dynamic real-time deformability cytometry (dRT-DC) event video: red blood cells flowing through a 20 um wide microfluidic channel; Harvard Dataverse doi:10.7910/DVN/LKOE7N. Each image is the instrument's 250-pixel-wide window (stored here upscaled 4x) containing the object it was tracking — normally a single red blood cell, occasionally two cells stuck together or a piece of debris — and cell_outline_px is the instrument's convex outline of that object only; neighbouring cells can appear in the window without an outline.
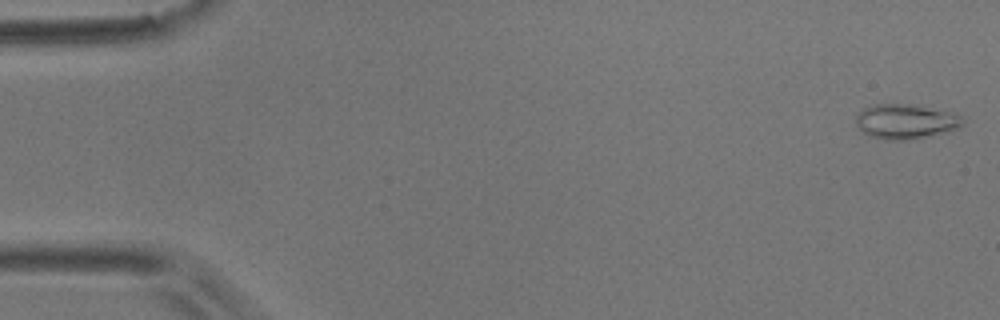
{"species": "common noctule bat (a hibernating species)", "species_latin": "Nyctalus noctula", "temperature_condition": "room temperature", "stored_images_in_passage": 11, "camera_frame_rate_fps": 3000, "um_per_image_px": 0.085, "animal": {"sex": "male", "body_mass_g": 17.9}, "frame": {"image": 1, "passage_image": 1, "time_ms": 0.0, "image_size_px": [1000, 320], "cell_outline_px": [[964, 124], [948, 132], [908, 140], [888, 140], [868, 136], [856, 124], [856, 112], [864, 108], [876, 104], [900, 104], [948, 112], [960, 116], [964, 120]], "centroid_in_image_um": [76.93, 10.35], "position_along_channel_um": 8.1, "area_um2": 21.21}}
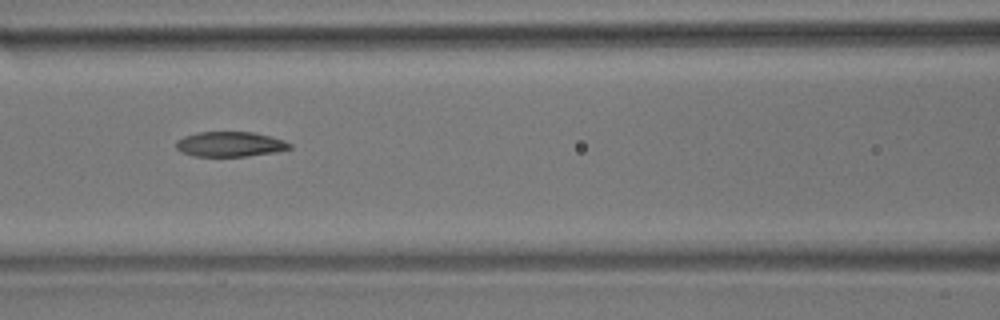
{"frame": {"image": 2, "passage_image": 7, "time_ms": 8.0, "image_size_px": [1000, 320], "cell_outline_px": [[292, 148], [276, 152], [248, 156], [192, 156], [180, 152], [176, 148], [176, 140], [184, 136], [196, 132], [252, 132], [284, 140], [292, 144]], "centroid_in_image_um": [19.53, 12.26], "position_along_channel_um": 147.1, "area_um2": 16.65}}
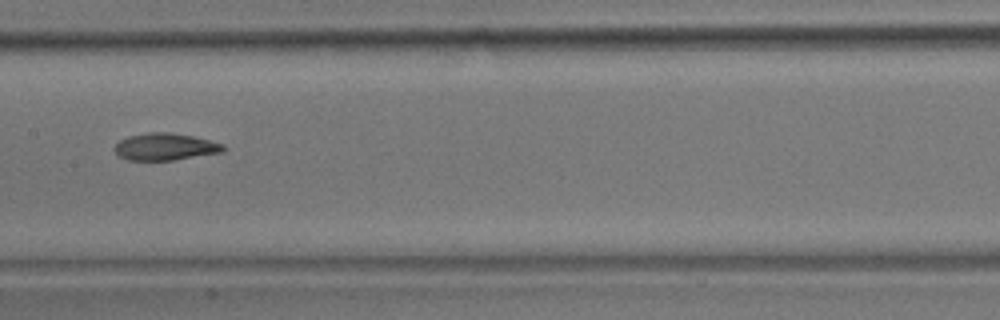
{"frame": {"image": 3, "passage_image": 8, "time_ms": 9.333, "image_size_px": [1000, 320], "cell_outline_px": [[228, 148], [224, 152], [176, 160], [128, 160], [120, 156], [112, 148], [120, 140], [128, 136], [148, 132], [168, 132], [192, 136], [224, 144]], "centroid_in_image_um": [14.07, 12.48], "position_along_channel_um": 193.3, "area_um2": 17.28}}